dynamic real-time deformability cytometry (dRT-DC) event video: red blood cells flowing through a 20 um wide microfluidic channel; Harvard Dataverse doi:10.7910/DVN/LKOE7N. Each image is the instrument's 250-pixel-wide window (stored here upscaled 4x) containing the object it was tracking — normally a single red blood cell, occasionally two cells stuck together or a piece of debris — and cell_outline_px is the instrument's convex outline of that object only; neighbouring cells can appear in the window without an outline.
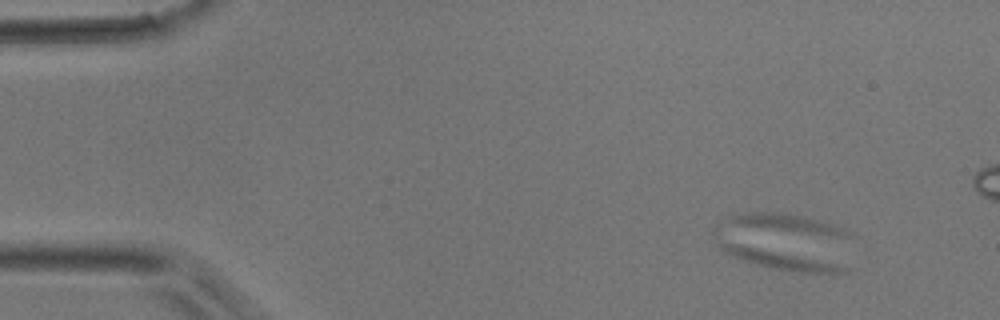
{"species": "common noctule bat (a hibernating species)", "species_latin": "Nyctalus noctula", "temperature_condition": "room temperature", "stored_images_in_passage": 16, "camera_frame_rate_fps": 3000, "um_per_image_px": 0.085, "animal": {"sex": "male", "body_mass_g": 17.9}, "frame": {"image": 1, "passage_image": 6, "time_ms": 1.667, "image_size_px": [1000, 320], "cell_outline_px": [[848, 268], [844, 272], [804, 272], [768, 268], [732, 256], [724, 252], [720, 248], [720, 240], [724, 240], [836, 264]], "centroid_in_image_um": [66.11, 22.02], "position_along_channel_um": 18.9, "area_um2": 12.77}}